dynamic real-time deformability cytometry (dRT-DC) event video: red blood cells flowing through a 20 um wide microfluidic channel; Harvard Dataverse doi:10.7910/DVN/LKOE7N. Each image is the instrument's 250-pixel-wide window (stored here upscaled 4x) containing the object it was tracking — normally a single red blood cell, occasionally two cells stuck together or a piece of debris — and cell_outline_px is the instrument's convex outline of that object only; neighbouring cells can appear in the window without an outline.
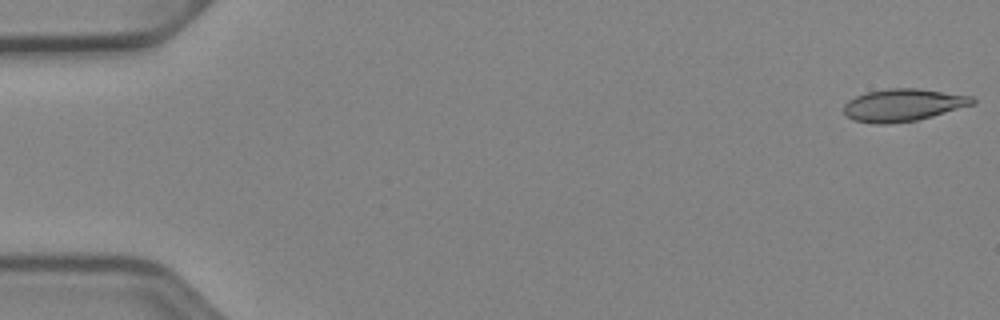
{"species": "Egyptian fruit bat (a non-hibernating species)", "species_latin": "Rousettus aegyptiacus", "temperature_condition": "cold", "stored_images_in_passage": 51, "camera_frame_rate_fps": 3000, "um_per_image_px": 0.085, "animal": {"sex": "female"}, "frame": {"image": 1, "passage_image": 1, "time_ms": 0.0, "image_size_px": [1000, 320], "cell_outline_px": [[976, 104], [932, 116], [916, 120], [884, 124], [880, 124], [852, 120], [844, 112], [844, 104], [848, 100], [856, 96], [868, 92], [888, 88], [920, 88], [972, 96], [976, 100]], "centroid_in_image_um": [76.79, 8.92], "position_along_channel_um": 8.2, "area_um2": 24.28}}
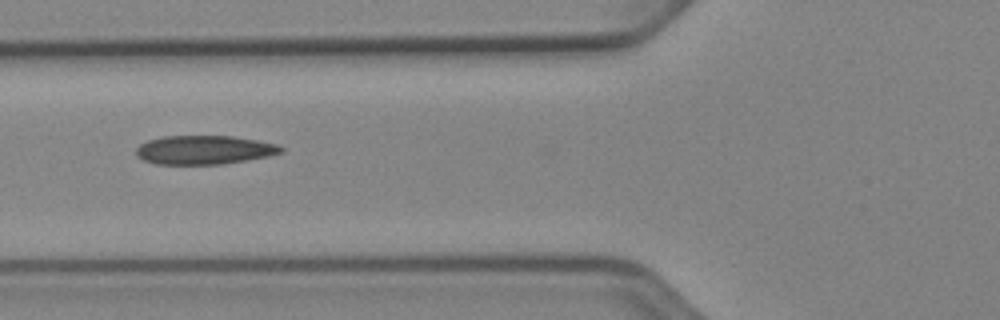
{"frame": {"image": 2, "passage_image": 20, "time_ms": 6.333, "image_size_px": [1000, 320], "cell_outline_px": [[284, 152], [268, 156], [248, 160], [224, 164], [156, 164], [144, 160], [136, 152], [136, 148], [140, 144], [148, 140], [164, 136], [232, 136], [256, 140], [276, 144], [284, 148]], "centroid_in_image_um": [17.39, 12.74], "position_along_channel_um": 108.4, "area_um2": 24.28}}
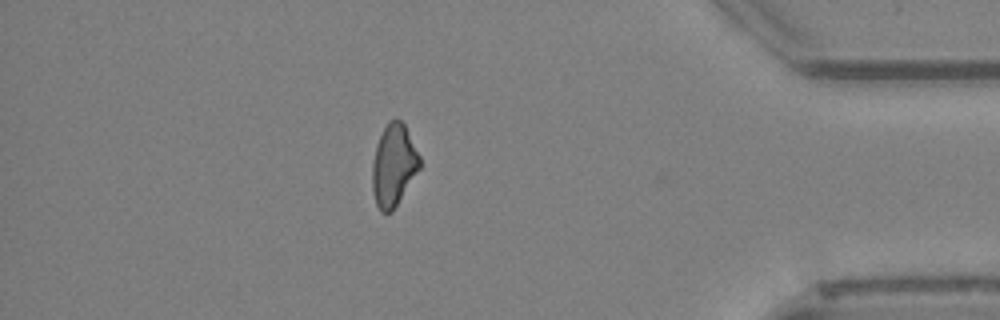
{"frame": {"image": 3, "passage_image": 45, "time_ms": 14.667, "image_size_px": [1000, 320], "cell_outline_px": [[420, 168], [392, 212], [380, 212], [376, 204], [372, 188], [372, 164], [376, 144], [388, 120], [396, 116], [404, 124], [420, 156]], "centroid_in_image_um": [33.45, 14.03], "position_along_channel_um": 401.8, "area_um2": 22.66}, "authors_computed_cell_mechanics": {"area_um2": 23.987, "velocity_mm_per_s": 3.9628, "shape_relaxation_time_tau1_ms": null, "shape_relaxation_time_tau2_ms": 7.2534, "deformation_change_tau1": null, "deformation_change_tau2": 0.1713}}